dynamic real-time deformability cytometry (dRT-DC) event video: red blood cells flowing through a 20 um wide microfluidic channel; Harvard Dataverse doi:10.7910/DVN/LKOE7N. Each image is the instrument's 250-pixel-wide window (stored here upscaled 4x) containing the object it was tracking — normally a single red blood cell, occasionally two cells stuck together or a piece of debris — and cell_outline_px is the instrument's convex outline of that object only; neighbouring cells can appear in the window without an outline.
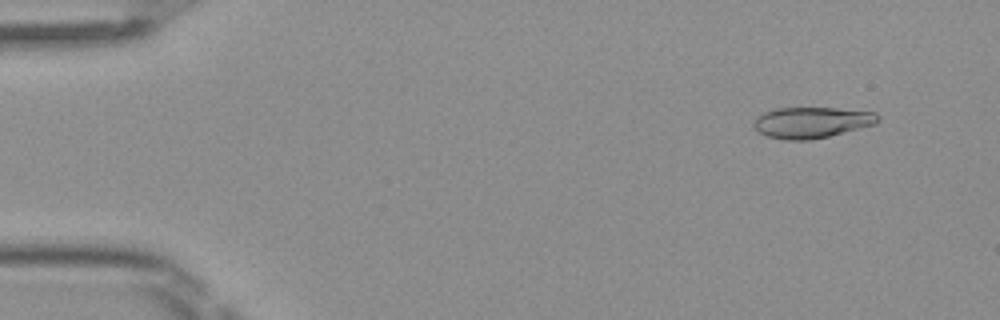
{"species": "Egyptian fruit bat (a non-hibernating species)", "species_latin": "Rousettus aegyptiacus", "temperature_condition": "room temperature", "stored_images_in_passage": 6, "camera_frame_rate_fps": 3000, "um_per_image_px": 0.085, "frame": {"image": 1, "passage_image": 2, "time_ms": 0.333, "image_size_px": [1000, 320], "cell_outline_px": [[880, 120], [876, 124], [812, 140], [784, 140], [768, 136], [760, 132], [752, 124], [756, 116], [764, 112], [776, 108], [836, 108], [876, 112], [880, 116]], "centroid_in_image_um": [69.01, 10.4], "position_along_channel_um": 16.0, "area_um2": 22.48}}
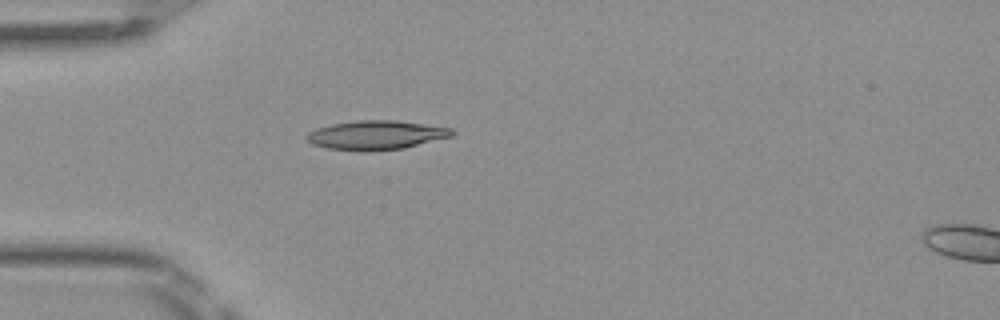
{"frame": {"image": 2, "passage_image": 5, "time_ms": 1.333, "image_size_px": [1000, 320], "cell_outline_px": [[456, 132], [452, 136], [404, 148], [368, 152], [360, 152], [328, 148], [312, 144], [304, 136], [308, 132], [316, 128], [332, 124], [356, 120], [396, 120], [452, 128]], "centroid_in_image_um": [31.95, 11.49], "position_along_channel_um": 53.0, "area_um2": 24.85}}